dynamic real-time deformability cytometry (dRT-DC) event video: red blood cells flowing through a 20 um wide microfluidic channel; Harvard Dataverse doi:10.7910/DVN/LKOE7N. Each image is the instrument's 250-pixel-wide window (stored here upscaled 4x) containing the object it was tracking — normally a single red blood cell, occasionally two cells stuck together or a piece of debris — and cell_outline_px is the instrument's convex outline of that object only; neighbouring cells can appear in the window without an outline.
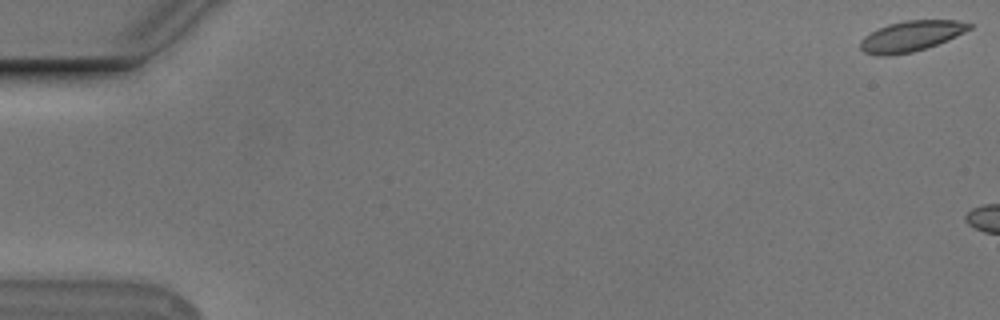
{"species": "Egyptian fruit bat (a non-hibernating species)", "species_latin": "Rousettus aegyptiacus", "temperature_condition": "cold", "stored_images_in_passage": 5, "camera_frame_rate_fps": 3000, "um_per_image_px": 0.085, "animal": {"sex": "male"}, "frame": {"image": 1, "passage_image": 1, "time_ms": 0.0, "image_size_px": [1000, 320], "cell_outline_px": [[972, 28], [956, 36], [936, 44], [912, 52], [892, 56], [876, 56], [864, 52], [860, 48], [860, 40], [864, 36], [888, 24], [904, 20], [956, 20], [972, 24]], "centroid_in_image_um": [77.4, 3.08], "position_along_channel_um": 7.6, "area_um2": 19.31}}